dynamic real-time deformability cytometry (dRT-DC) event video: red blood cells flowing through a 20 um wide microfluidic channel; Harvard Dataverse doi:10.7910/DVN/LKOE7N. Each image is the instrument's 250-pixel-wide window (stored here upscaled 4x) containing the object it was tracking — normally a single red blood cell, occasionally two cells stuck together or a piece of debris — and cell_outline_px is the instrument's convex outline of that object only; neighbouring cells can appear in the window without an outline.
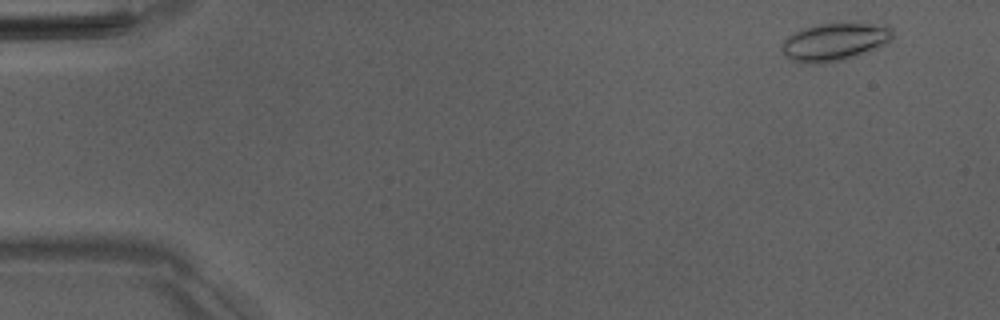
{"species": "Egyptian fruit bat (a non-hibernating species)", "species_latin": "Rousettus aegyptiacus", "temperature_condition": "room temperature", "stored_images_in_passage": 52, "camera_frame_rate_fps": 3000, "um_per_image_px": 0.085, "animal": {"sex": "male"}, "frame": {"image": 1, "passage_image": 4, "time_ms": 1.0, "image_size_px": [1000, 320], "cell_outline_px": [[892, 36], [884, 44], [868, 52], [844, 60], [824, 64], [804, 64], [792, 60], [784, 56], [780, 48], [784, 40], [792, 32], [800, 28], [820, 24], [844, 20], [864, 20], [884, 24], [892, 28]], "centroid_in_image_um": [70.95, 3.5], "position_along_channel_um": 14.1, "area_um2": 25.78}}
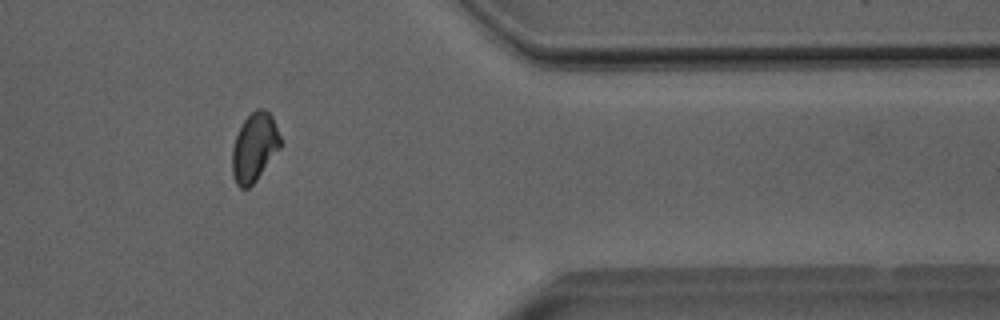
{"frame": {"image": 2, "passage_image": 43, "time_ms": 14.0, "image_size_px": [1000, 320], "cell_outline_px": [[280, 148], [256, 180], [248, 188], [240, 188], [236, 184], [232, 176], [232, 148], [236, 136], [244, 120], [256, 108], [264, 108], [272, 116], [280, 136]], "centroid_in_image_um": [21.61, 12.52], "position_along_channel_um": 389.8, "area_um2": 19.13}}
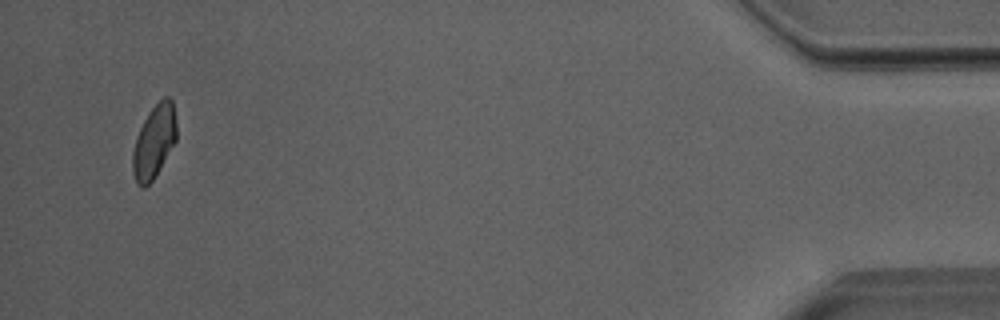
{"frame": {"image": 3, "passage_image": 50, "time_ms": 16.333, "image_size_px": [1000, 320], "cell_outline_px": [[176, 140], [152, 180], [144, 188], [136, 184], [132, 172], [132, 152], [136, 136], [144, 120], [152, 108], [164, 96], [168, 96], [172, 100], [176, 120]], "centroid_in_image_um": [13.08, 12.03], "position_along_channel_um": 422.1, "area_um2": 18.5}, "authors_computed_cell_mechanics": {"area_um2": 19.9121, "velocity_mm_per_s": 4.0046, "shape_relaxation_time_tau1_ms": 9.9349, "shape_relaxation_time_tau2_ms": 2.4281, "deformation_change_tau1": 0.1576, "deformation_change_tau2": 0.0607}}